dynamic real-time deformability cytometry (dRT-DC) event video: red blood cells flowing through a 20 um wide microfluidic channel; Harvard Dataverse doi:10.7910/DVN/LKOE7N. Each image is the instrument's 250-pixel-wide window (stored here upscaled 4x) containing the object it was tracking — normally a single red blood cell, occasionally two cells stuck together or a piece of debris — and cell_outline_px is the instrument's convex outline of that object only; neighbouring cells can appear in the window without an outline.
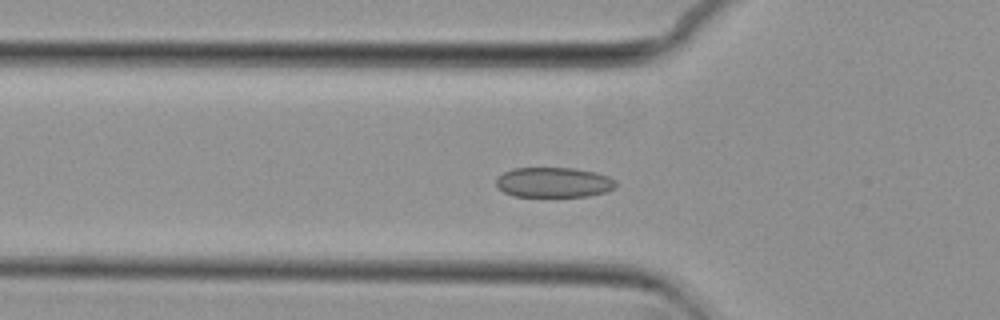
{"species": "common noctule bat (a hibernating species)", "species_latin": "Nyctalus noctula", "temperature_condition": "cold", "stored_images_in_passage": 57, "segment_of_instrument_passage": [1, 2], "camera_frame_rate_fps": 3000, "um_per_image_px": 0.085, "animal": {"sex": "female", "body_mass_g": 29.2, "forearm_length_mm": 56.3}, "frame": {"image": 1, "passage_image": 19, "time_ms": 6.0, "image_size_px": [1000, 320], "cell_outline_px": [[616, 188], [604, 192], [588, 196], [512, 196], [504, 192], [496, 184], [496, 180], [504, 172], [512, 168], [572, 168], [596, 172], [608, 176], [616, 180]], "centroid_in_image_um": [47.09, 15.5], "position_along_channel_um": 78.7, "area_um2": 20.92}}
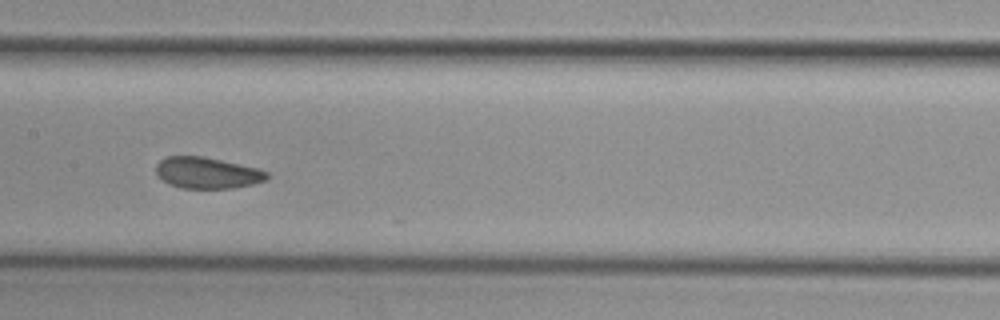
{"frame": {"image": 2, "passage_image": 28, "time_ms": 9.0, "image_size_px": [1000, 320], "cell_outline_px": [[268, 176], [264, 180], [252, 184], [232, 188], [180, 188], [168, 184], [156, 176], [156, 164], [160, 160], [168, 156], [204, 156], [260, 168], [268, 172]], "centroid_in_image_um": [17.58, 14.68], "position_along_channel_um": 189.8, "area_um2": 20.4}}
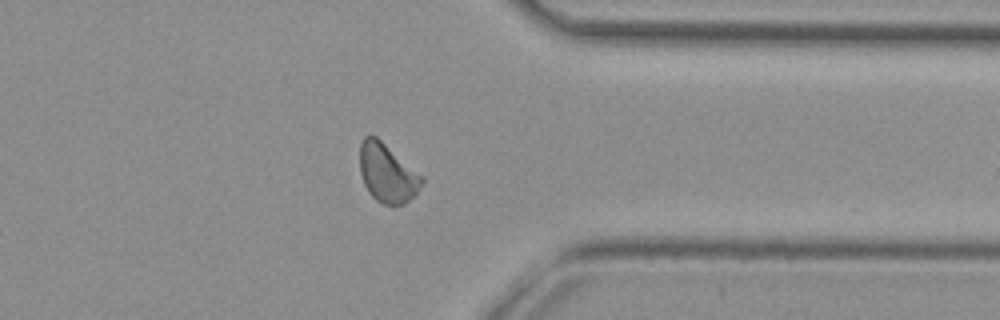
{"frame": {"image": 3, "passage_image": 44, "time_ms": 14.333, "image_size_px": [1000, 320], "cell_outline_px": [[424, 180], [416, 196], [404, 204], [392, 208], [376, 200], [368, 192], [364, 184], [360, 172], [360, 144], [364, 136], [376, 136], [424, 176]], "centroid_in_image_um": [32.95, 14.76], "position_along_channel_um": 378.5, "area_um2": 21.62}}